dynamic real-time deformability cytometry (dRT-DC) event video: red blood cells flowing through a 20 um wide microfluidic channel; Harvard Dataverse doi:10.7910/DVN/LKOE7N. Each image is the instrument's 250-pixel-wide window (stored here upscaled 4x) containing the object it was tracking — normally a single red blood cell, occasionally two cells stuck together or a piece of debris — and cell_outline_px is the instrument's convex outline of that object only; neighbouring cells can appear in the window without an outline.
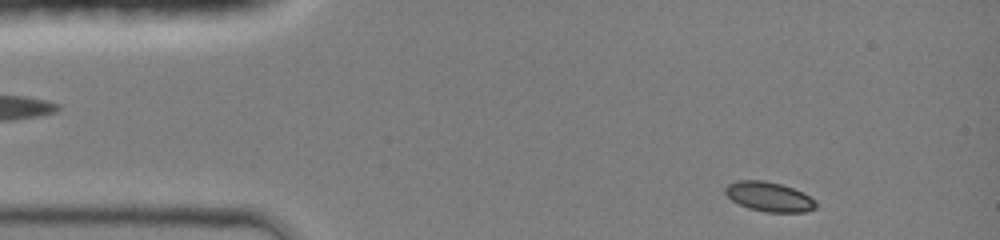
{"species": "common noctule bat (a hibernating species)", "species_latin": "Nyctalus noctula", "temperature_condition": "room temperature", "stored_images_in_passage": 40, "camera_frame_rate_fps": 3000, "um_per_image_px": 0.085, "animal": {"sex": "female", "body_mass_g": 19.0, "forearm_length_mm": 51.5}, "frame": {"image": 1, "passage_image": 2, "time_ms": 0.333, "image_size_px": [1000, 240], "cell_outline_px": [[816, 208], [804, 212], [764, 212], [748, 208], [732, 200], [724, 192], [724, 188], [728, 184], [736, 180], [764, 180], [780, 184], [792, 188], [816, 200]], "centroid_in_image_um": [65.34, 16.72], "position_along_channel_um": 19.7, "area_um2": 15.55}}
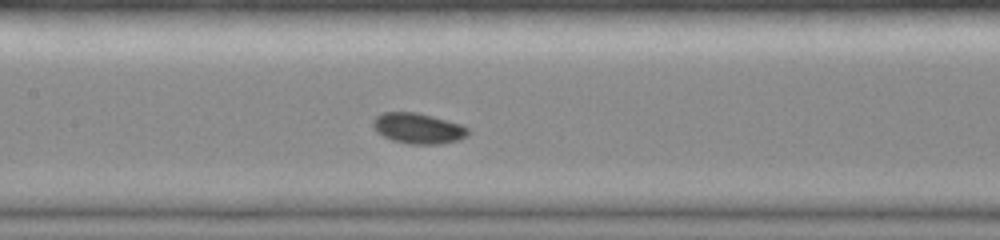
{"frame": {"image": 2, "passage_image": 18, "time_ms": 5.667, "image_size_px": [1000, 240], "cell_outline_px": [[468, 136], [460, 140], [440, 144], [408, 144], [392, 140], [376, 132], [372, 124], [372, 120], [376, 116], [384, 112], [416, 112], [432, 116], [460, 124], [468, 128]], "centroid_in_image_um": [35.53, 10.91], "position_along_channel_um": 171.9, "area_um2": 16.99}}
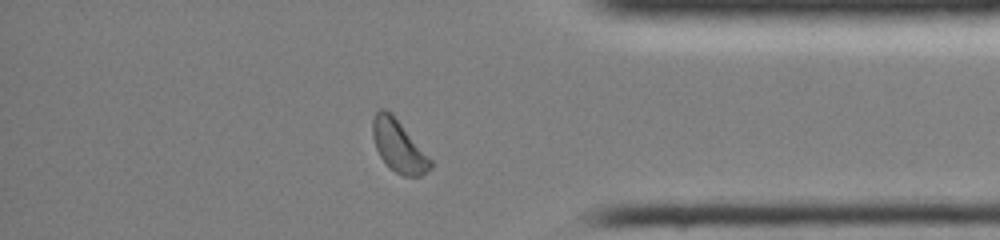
{"frame": {"image": 3, "passage_image": 35, "time_ms": 11.333, "image_size_px": [1000, 240], "cell_outline_px": [[432, 168], [420, 176], [404, 176], [396, 172], [380, 156], [376, 148], [372, 136], [372, 120], [376, 112], [380, 108], [384, 108], [392, 112], [432, 160]], "centroid_in_image_um": [33.88, 12.38], "position_along_channel_um": 401.3, "area_um2": 17.46}, "authors_computed_cell_mechanics": {"area_um2": 16.5308, "velocity_mm_per_s": 4.1941, "shape_relaxation_time_tau1_ms": 1.0085, "shape_relaxation_time_tau2_ms": null, "deformation_change_tau1": 0.0729, "deformation_change_tau2": null}}